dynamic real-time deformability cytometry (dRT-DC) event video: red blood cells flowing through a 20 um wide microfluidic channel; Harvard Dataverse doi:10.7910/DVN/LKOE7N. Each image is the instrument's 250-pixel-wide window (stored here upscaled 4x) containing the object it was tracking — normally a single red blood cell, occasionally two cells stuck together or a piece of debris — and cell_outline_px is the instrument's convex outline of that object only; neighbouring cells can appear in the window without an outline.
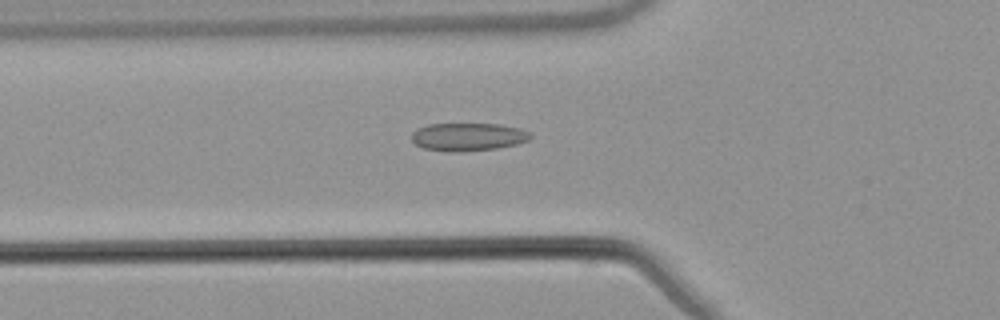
{"species": "common noctule bat (a hibernating species)", "species_latin": "Nyctalus noctula", "temperature_condition": "warm", "stored_images_in_passage": 46, "camera_frame_rate_fps": 3000, "um_per_image_px": 0.085, "animal": {"sex": "male", "body_mass_g": 21.5, "forearm_length_mm": 52.0}, "frame": {"image": 1, "passage_image": 12, "time_ms": 3.667, "image_size_px": [1000, 320], "cell_outline_px": [[532, 136], [528, 140], [516, 144], [496, 148], [460, 152], [456, 152], [424, 148], [416, 144], [412, 140], [412, 132], [416, 128], [428, 124], [500, 124], [520, 128], [532, 132]], "centroid_in_image_um": [39.8, 11.62], "position_along_channel_um": 86.0, "area_um2": 19.36}}
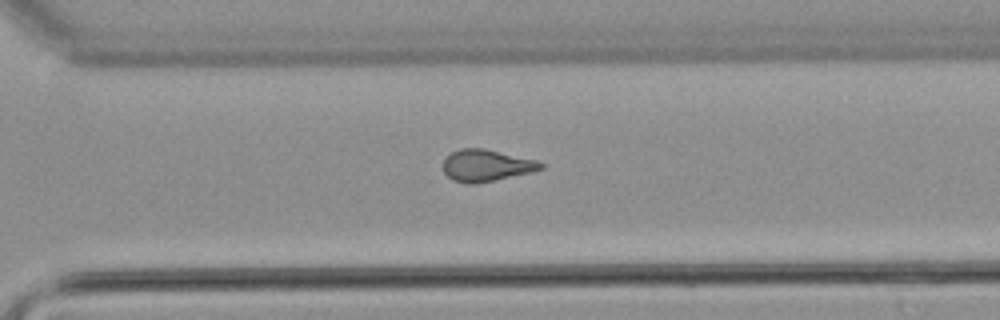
{"frame": {"image": 2, "passage_image": 31, "time_ms": 10.0, "image_size_px": [1000, 320], "cell_outline_px": [[544, 168], [532, 172], [496, 180], [476, 184], [468, 184], [452, 180], [444, 172], [444, 160], [452, 152], [460, 148], [484, 148], [536, 160], [544, 164]], "centroid_in_image_um": [41.35, 14.07], "position_along_channel_um": 329.3, "area_um2": 18.09}}
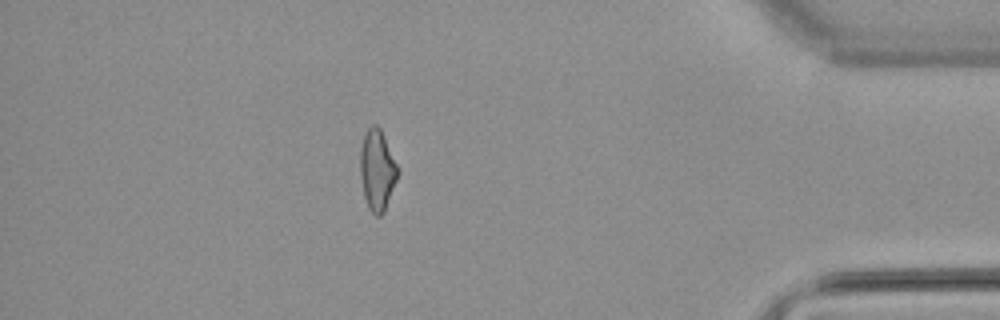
{"frame": {"image": 3, "passage_image": 40, "time_ms": 13.0, "image_size_px": [1000, 320], "cell_outline_px": [[400, 172], [384, 212], [380, 216], [376, 216], [368, 208], [364, 196], [360, 176], [360, 148], [364, 136], [368, 128], [372, 124], [376, 124], [380, 128], [384, 136]], "centroid_in_image_um": [32.06, 14.47], "position_along_channel_um": 403.1, "area_um2": 17.69}, "authors_computed_cell_mechanics": {"area_um2": 18.207, "velocity_mm_per_s": 3.8344, "shape_relaxation_time_tau1_ms": null, "shape_relaxation_time_tau2_ms": 2.0798, "deformation_change_tau1": null, "deformation_change_tau2": 0.101}}